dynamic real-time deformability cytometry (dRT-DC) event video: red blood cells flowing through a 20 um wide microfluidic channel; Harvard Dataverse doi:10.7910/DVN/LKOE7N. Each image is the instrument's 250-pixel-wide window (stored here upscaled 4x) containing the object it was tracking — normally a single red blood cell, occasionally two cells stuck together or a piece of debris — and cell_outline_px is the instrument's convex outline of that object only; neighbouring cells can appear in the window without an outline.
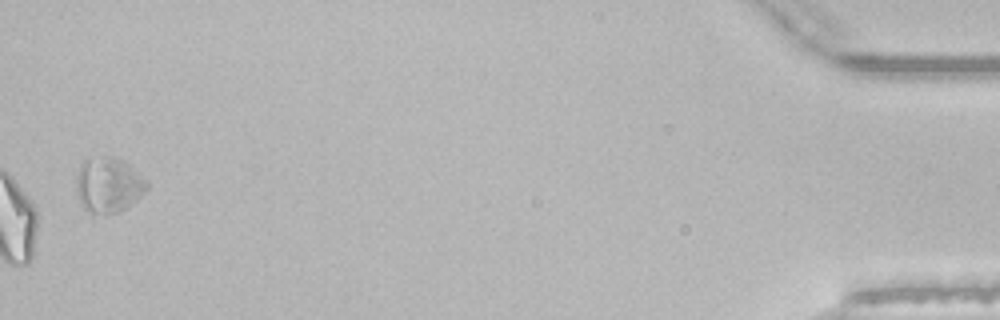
{"species": "common noctule bat (a hibernating species)", "species_latin": "Nyctalus noctula", "temperature_condition": "room temperature", "stored_images_in_passage": 48, "camera_frame_rate_fps": 3000, "um_per_image_px": 0.085, "animal": {"sex": "male", "body_mass_g": 21.5, "forearm_length_mm": 52.0}, "frame": {"image": 1, "passage_image": 48, "time_ms": 15.667, "image_size_px": [1000, 320], "cell_outline_px": [[148, 188], [144, 192], [120, 212], [104, 216], [88, 212], [80, 204], [76, 192], [76, 176], [80, 164], [84, 160], [104, 156], [112, 156], [124, 160], [148, 184]], "centroid_in_image_um": [9.16, 15.74], "position_along_channel_um": 426.0, "area_um2": 22.77}, "authors_computed_cell_mechanics": {"area_um2": 21.5883, "velocity_mm_per_s": 3.9049, "shape_relaxation_time_tau1_ms": null, "shape_relaxation_time_tau2_ms": 6.9932, "deformation_change_tau1": null, "deformation_change_tau2": 0.1621}}